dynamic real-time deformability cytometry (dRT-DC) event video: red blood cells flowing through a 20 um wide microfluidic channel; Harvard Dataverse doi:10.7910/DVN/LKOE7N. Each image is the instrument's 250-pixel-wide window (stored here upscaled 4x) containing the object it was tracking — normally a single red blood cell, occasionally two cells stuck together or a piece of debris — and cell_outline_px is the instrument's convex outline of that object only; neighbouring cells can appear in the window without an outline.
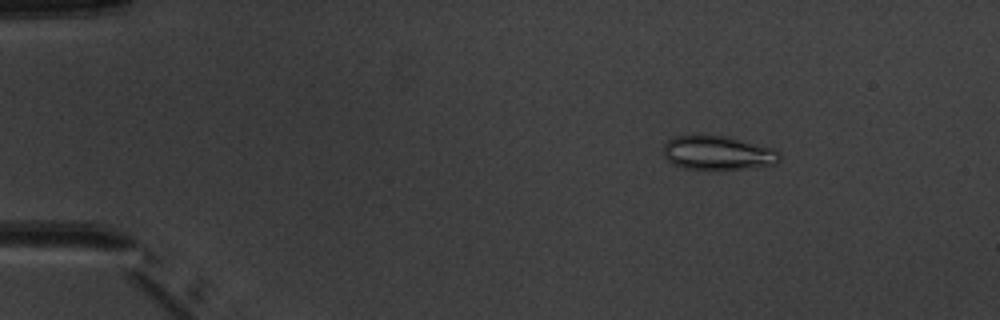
{"species": "common noctule bat (a hibernating species)", "species_latin": "Nyctalus noctula", "temperature_condition": "warm", "stored_images_in_passage": 3, "camera_frame_rate_fps": 3000, "um_per_image_px": 0.085, "animal": {"sex": "male", "body_mass_g": 20.1, "forearm_length_mm": 53.5}, "frame": {"image": 1, "passage_image": 1, "time_ms": 0.0, "image_size_px": [1000, 320], "cell_outline_px": [[780, 160], [776, 164], [744, 168], [684, 168], [672, 164], [664, 156], [664, 144], [668, 140], [676, 136], [724, 136], [776, 148], [780, 152]], "centroid_in_image_um": [61.05, 12.99], "position_along_channel_um": 24.0, "area_um2": 22.6}}